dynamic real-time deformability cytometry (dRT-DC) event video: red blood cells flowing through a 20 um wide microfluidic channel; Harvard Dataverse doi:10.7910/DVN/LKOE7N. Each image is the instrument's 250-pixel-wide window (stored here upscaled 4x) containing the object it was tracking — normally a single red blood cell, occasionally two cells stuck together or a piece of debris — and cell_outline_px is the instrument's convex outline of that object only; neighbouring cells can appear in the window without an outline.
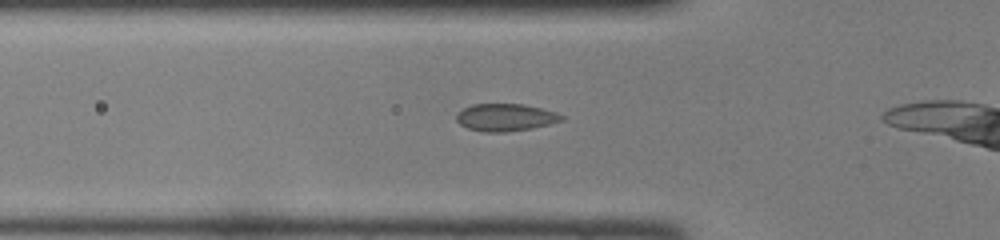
{"species": "common noctule bat (a hibernating species)", "species_latin": "Nyctalus noctula", "temperature_condition": "room temperature", "stored_images_in_passage": 10, "camera_frame_rate_fps": 3000, "um_per_image_px": 0.085, "animal": {"sex": "female", "body_mass_g": 22.0, "forearm_length_mm": 56.7}, "frame": {"image": 1, "passage_image": 6, "time_ms": 1.667, "image_size_px": [1000, 240], "cell_outline_px": [[564, 120], [532, 128], [504, 132], [484, 132], [468, 128], [460, 124], [456, 120], [456, 112], [472, 104], [524, 104], [556, 112], [564, 116]], "centroid_in_image_um": [42.94, 9.97], "position_along_channel_um": 82.9, "area_um2": 16.76}}
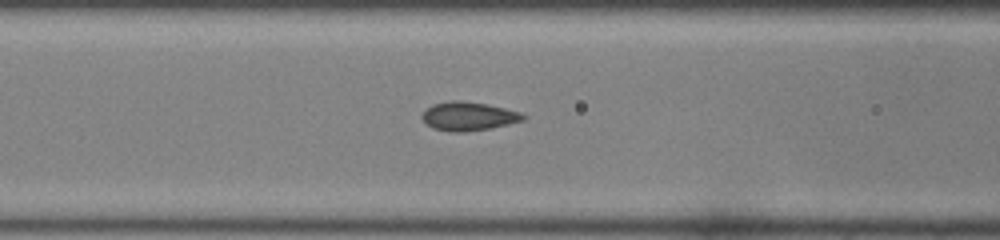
{"frame": {"image": 2, "passage_image": 9, "time_ms": 2.667, "image_size_px": [1000, 240], "cell_outline_px": [[528, 116], [524, 120], [508, 124], [488, 128], [464, 132], [448, 132], [432, 128], [420, 116], [424, 108], [432, 104], [452, 100], [460, 100], [488, 104], [520, 112]], "centroid_in_image_um": [39.78, 9.87], "position_along_channel_um": 126.8, "area_um2": 17.05}}